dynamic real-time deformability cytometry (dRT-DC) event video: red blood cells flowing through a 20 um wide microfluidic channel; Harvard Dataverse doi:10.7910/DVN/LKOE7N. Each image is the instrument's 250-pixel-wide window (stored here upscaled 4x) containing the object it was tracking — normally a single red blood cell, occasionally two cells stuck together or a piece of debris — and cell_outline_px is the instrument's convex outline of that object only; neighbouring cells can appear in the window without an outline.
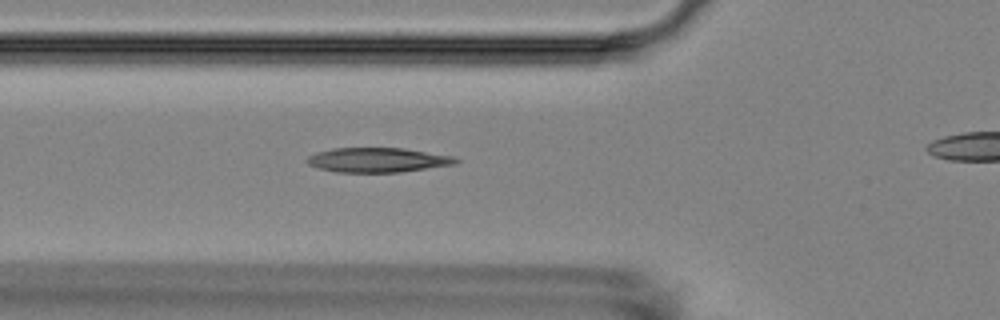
{"species": "Egyptian fruit bat (a non-hibernating species)", "species_latin": "Rousettus aegyptiacus", "temperature_condition": "room temperature", "stored_images_in_passage": 7, "segment_of_instrument_passage": [1, 2], "camera_frame_rate_fps": 3000, "um_per_image_px": 0.085, "animal": {"sex": "female"}, "frame": {"image": 1, "passage_image": 6, "time_ms": 5.667, "image_size_px": [1000, 320], "cell_outline_px": [[460, 160], [456, 164], [400, 172], [336, 172], [320, 168], [308, 164], [304, 160], [308, 156], [316, 152], [332, 148], [404, 148], [452, 156]], "centroid_in_image_um": [32.08, 13.59], "position_along_channel_um": 93.7, "area_um2": 21.27}}